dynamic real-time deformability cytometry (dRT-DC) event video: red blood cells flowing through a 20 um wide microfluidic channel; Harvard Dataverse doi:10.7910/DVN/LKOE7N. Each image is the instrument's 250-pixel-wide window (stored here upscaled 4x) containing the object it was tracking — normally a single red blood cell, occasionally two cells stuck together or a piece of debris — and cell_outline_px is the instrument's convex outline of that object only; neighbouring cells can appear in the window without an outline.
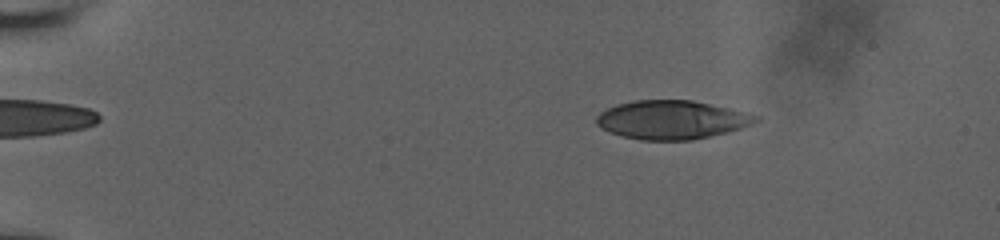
{"species": "human", "species_latin": "Homo sapiens", "temperature_condition": "room temperature", "stored_images_in_passage": 56, "camera_frame_rate_fps": 3000, "um_per_image_px": 0.085, "donor": {"sex": "male"}, "frame": {"image": 1, "passage_image": 10, "time_ms": 3.0, "image_size_px": [1000, 240], "cell_outline_px": [[760, 120], [752, 124], [728, 132], [692, 140], [640, 140], [624, 136], [600, 128], [596, 124], [596, 116], [600, 112], [616, 104], [636, 100], [692, 100], [728, 108], [760, 116]], "centroid_in_image_um": [57.09, 10.18], "position_along_channel_um": 27.9, "area_um2": 35.78}}
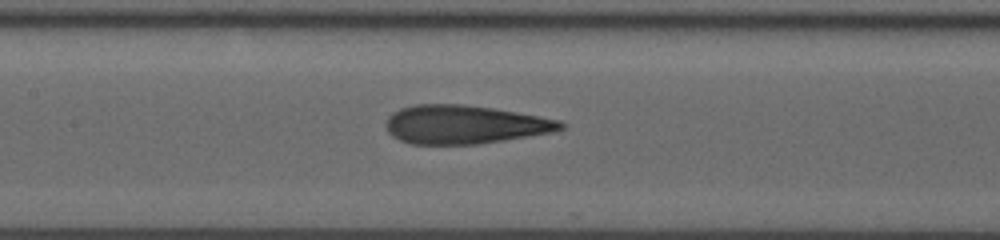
{"frame": {"image": 2, "passage_image": 29, "time_ms": 9.333, "image_size_px": [1000, 240], "cell_outline_px": [[568, 124], [564, 128], [552, 132], [504, 140], [476, 144], [412, 144], [400, 140], [392, 136], [388, 132], [384, 124], [388, 116], [392, 112], [400, 108], [416, 104], [464, 104], [492, 108], [516, 112], [560, 120]], "centroid_in_image_um": [39.46, 10.58], "position_along_channel_um": 167.9, "area_um2": 39.36}}
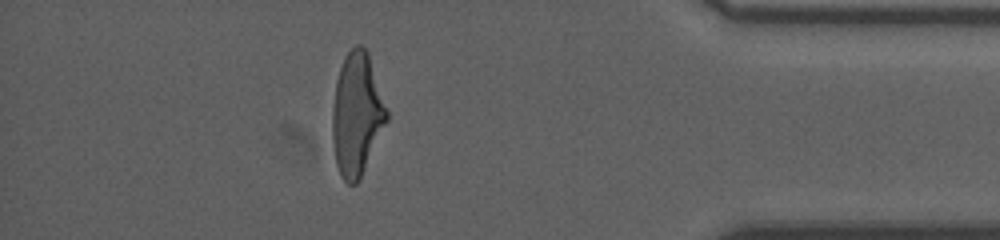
{"frame": {"image": 3, "passage_image": 50, "time_ms": 16.333, "image_size_px": [1000, 240], "cell_outline_px": [[388, 120], [356, 184], [348, 184], [340, 176], [336, 164], [332, 140], [332, 108], [336, 80], [344, 56], [356, 44], [360, 44], [368, 52], [388, 112]], "centroid_in_image_um": [30.31, 9.69], "position_along_channel_um": 404.9, "area_um2": 38.61}, "authors_computed_cell_mechanics": {"area_um2": 38.2636, "velocity_mm_per_s": 3.8402, "shape_relaxation_time_tau1_ms": null, "shape_relaxation_time_tau2_ms": 1.2234, "deformation_change_tau1": null, "deformation_change_tau2": 0.1072}}